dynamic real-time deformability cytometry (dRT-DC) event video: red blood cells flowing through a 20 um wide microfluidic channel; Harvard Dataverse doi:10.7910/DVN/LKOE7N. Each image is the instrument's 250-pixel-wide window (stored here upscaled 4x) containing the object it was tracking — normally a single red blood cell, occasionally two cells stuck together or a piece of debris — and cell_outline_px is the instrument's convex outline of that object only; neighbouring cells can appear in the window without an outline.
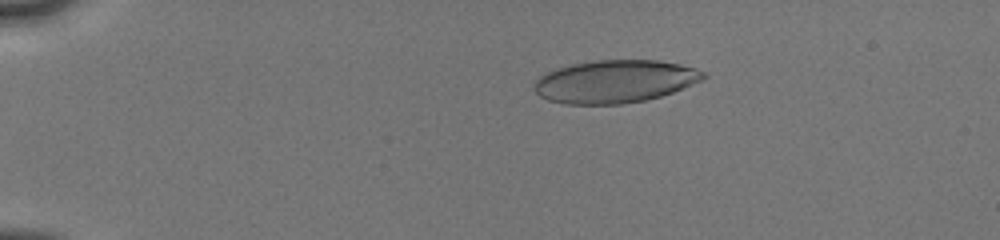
{"species": "human", "species_latin": "Homo sapiens", "temperature_condition": "cold", "stored_images_in_passage": 40, "camera_frame_rate_fps": 3000, "um_per_image_px": 0.085, "donor": {"sex": "male"}, "frame": {"image": 1, "passage_image": 10, "time_ms": 3.333, "image_size_px": [1000, 240], "cell_outline_px": [[708, 76], [704, 80], [672, 92], [660, 96], [644, 100], [620, 104], [564, 104], [548, 100], [540, 96], [532, 88], [532, 84], [540, 76], [556, 68], [572, 64], [596, 60], [660, 60], [680, 64], [696, 68], [708, 72]], "centroid_in_image_um": [52.29, 6.92], "position_along_channel_um": 32.7, "area_um2": 42.43}}
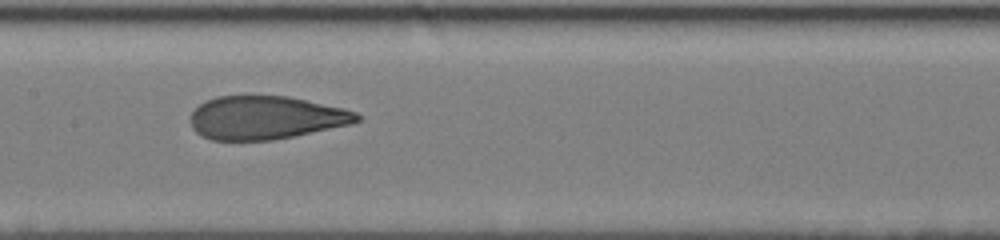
{"frame": {"image": 2, "passage_image": 26, "time_ms": 9.0, "image_size_px": [1000, 240], "cell_outline_px": [[360, 120], [352, 124], [272, 140], [212, 140], [196, 132], [192, 128], [188, 120], [192, 112], [200, 104], [216, 96], [288, 96], [344, 108], [356, 112], [360, 116]], "centroid_in_image_um": [22.57, 10.0], "position_along_channel_um": 184.8, "area_um2": 41.91}}
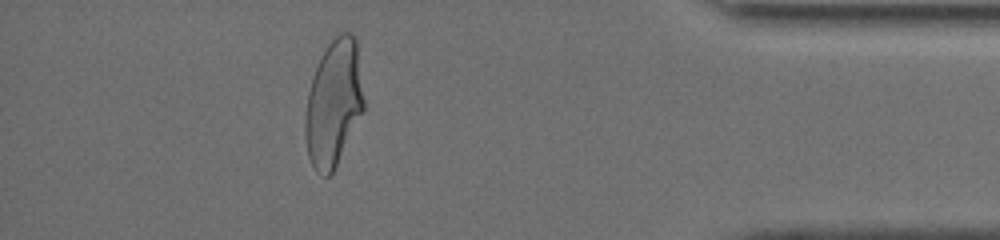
{"frame": {"image": 3, "passage_image": 36, "time_ms": 15.333, "image_size_px": [1000, 240], "cell_outline_px": [[364, 112], [332, 172], [328, 176], [324, 176], [316, 172], [308, 156], [304, 132], [304, 120], [308, 92], [312, 76], [328, 44], [340, 32], [352, 32], [356, 36], [364, 100]], "centroid_in_image_um": [28.36, 8.76], "position_along_channel_um": 406.8, "area_um2": 43.23}, "authors_computed_cell_mechanics": {"area_um2": 43.5812, "velocity_mm_per_s": 4.0408, "shape_relaxation_time_tau1_ms": 5.5384, "shape_relaxation_time_tau2_ms": 0.9031, "deformation_change_tau1": 0.2014, "deformation_change_tau2": 0.0753}}